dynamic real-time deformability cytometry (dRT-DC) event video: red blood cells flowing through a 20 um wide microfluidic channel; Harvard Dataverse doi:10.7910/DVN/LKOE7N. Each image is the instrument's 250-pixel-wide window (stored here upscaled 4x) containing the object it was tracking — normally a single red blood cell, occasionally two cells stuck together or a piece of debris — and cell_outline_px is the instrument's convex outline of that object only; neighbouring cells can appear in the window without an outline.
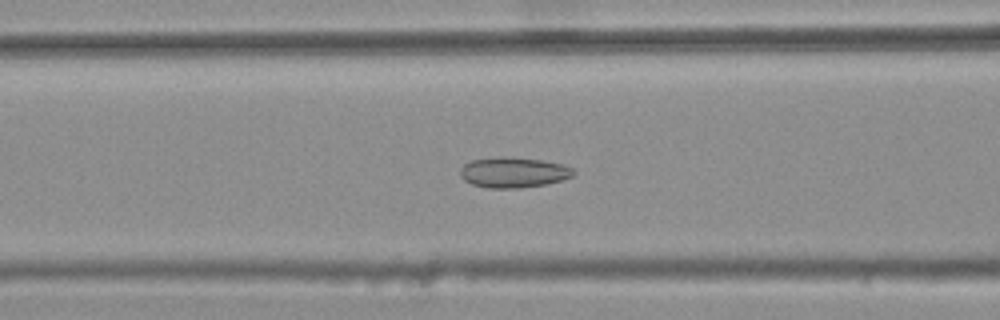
{"species": "common noctule bat (a hibernating species)", "species_latin": "Nyctalus noctula", "temperature_condition": "warm", "stored_images_in_passage": 45, "camera_frame_rate_fps": 3000, "um_per_image_px": 0.085, "animal": {"sex": "female", "body_mass_g": 25.1}, "frame": {"image": 1, "passage_image": 21, "time_ms": 6.667, "image_size_px": [1000, 320], "cell_outline_px": [[576, 172], [572, 176], [560, 180], [544, 184], [520, 188], [488, 188], [472, 184], [464, 180], [460, 176], [460, 168], [464, 164], [472, 160], [500, 156], [504, 156], [544, 160], [564, 164], [572, 168]], "centroid_in_image_um": [43.63, 14.64], "position_along_channel_um": 123.0, "area_um2": 20.17}}
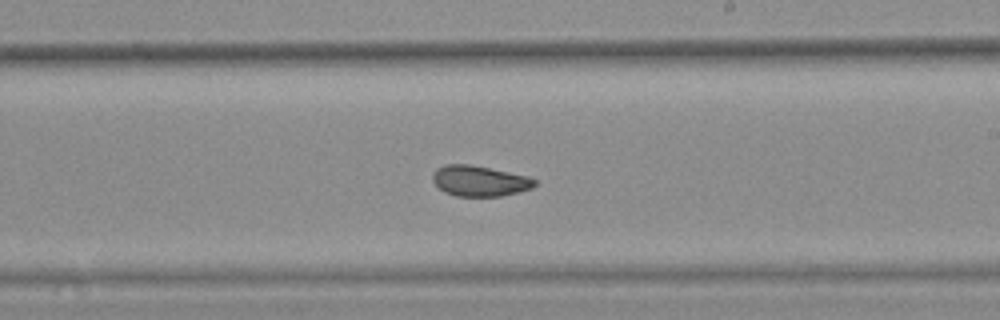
{"frame": {"image": 2, "passage_image": 31, "time_ms": 10.0, "image_size_px": [1000, 320], "cell_outline_px": [[536, 184], [532, 188], [500, 196], [456, 196], [444, 192], [432, 180], [432, 172], [436, 168], [444, 164], [468, 164], [528, 176], [536, 180]], "centroid_in_image_um": [40.72, 15.37], "position_along_channel_um": 248.3, "area_um2": 18.09}}
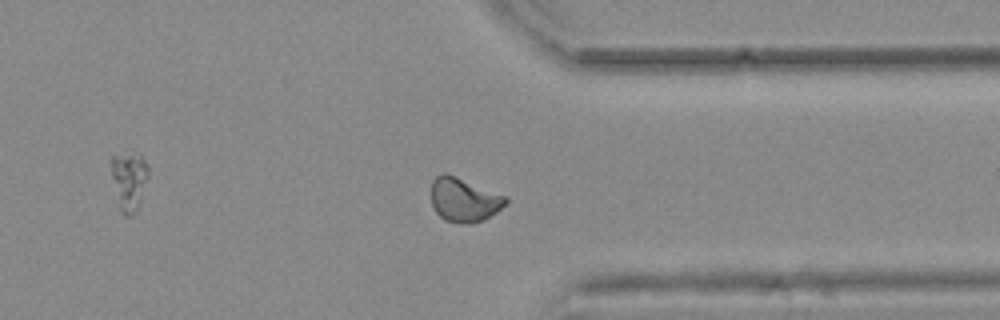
{"frame": {"image": 3, "passage_image": 41, "time_ms": 13.333, "image_size_px": [1000, 320], "cell_outline_px": [[508, 200], [496, 212], [472, 224], [460, 224], [444, 220], [436, 212], [432, 204], [432, 180], [440, 172], [444, 172], [456, 176], [508, 196]], "centroid_in_image_um": [39.42, 16.97], "position_along_channel_um": 372.0, "area_um2": 19.13}, "authors_computed_cell_mechanics": {"area_um2": 18.9584, "velocity_mm_per_s": 3.7714, "shape_relaxation_time_tau1_ms": null, "shape_relaxation_time_tau2_ms": 2.0555, "deformation_change_tau1": null, "deformation_change_tau2": 0.0709}}